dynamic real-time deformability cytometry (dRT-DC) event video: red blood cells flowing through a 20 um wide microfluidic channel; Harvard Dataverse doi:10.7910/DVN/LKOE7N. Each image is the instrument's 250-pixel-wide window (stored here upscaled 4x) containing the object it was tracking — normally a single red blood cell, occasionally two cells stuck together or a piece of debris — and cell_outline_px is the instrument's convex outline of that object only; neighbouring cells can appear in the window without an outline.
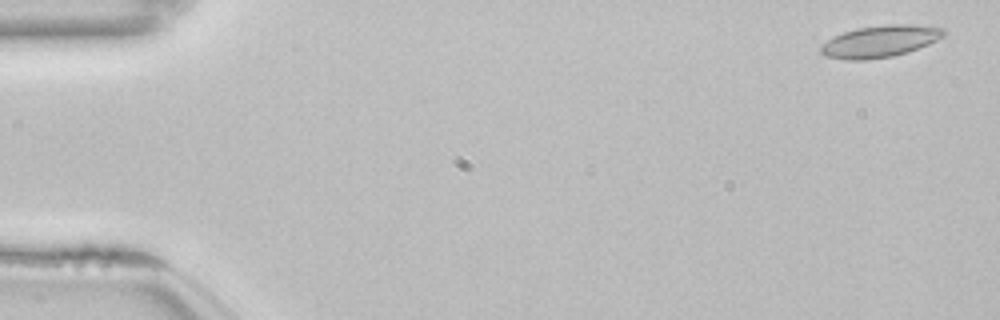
{"species": "common noctule bat (a hibernating species)", "species_latin": "Nyctalus noctula", "temperature_condition": "room temperature", "stored_images_in_passage": 54, "camera_frame_rate_fps": 3000, "um_per_image_px": 0.085, "animal": {"sex": "female", "body_mass_g": 22.7, "forearm_length_mm": 54.2}, "frame": {"image": 1, "passage_image": 2, "time_ms": 0.333, "image_size_px": [1000, 320], "cell_outline_px": [[948, 32], [944, 36], [928, 44], [908, 52], [892, 56], [868, 60], [844, 60], [824, 56], [820, 52], [820, 48], [828, 40], [844, 32], [856, 28], [884, 24], [912, 24], [944, 28]], "centroid_in_image_um": [74.82, 3.51], "position_along_channel_um": 10.2, "area_um2": 22.89}}
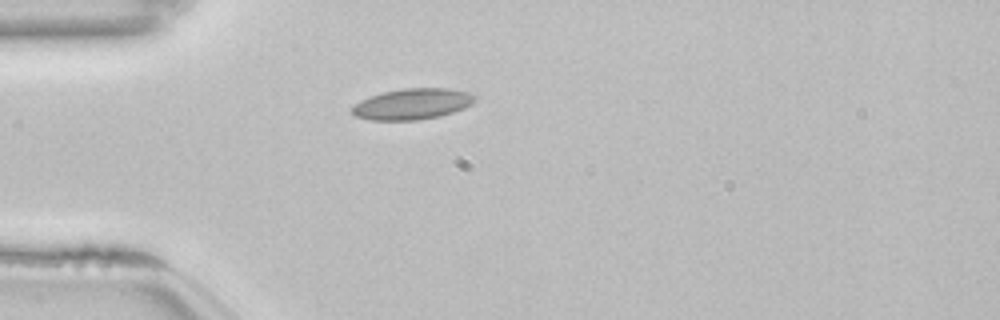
{"frame": {"image": 2, "passage_image": 15, "time_ms": 4.667, "image_size_px": [1000, 320], "cell_outline_px": [[476, 96], [464, 108], [440, 116], [416, 120], [368, 120], [356, 116], [352, 112], [352, 108], [360, 100], [368, 96], [384, 92], [404, 88], [448, 88], [468, 92]], "centroid_in_image_um": [35.01, 8.84], "position_along_channel_um": 50.0, "area_um2": 21.91}}
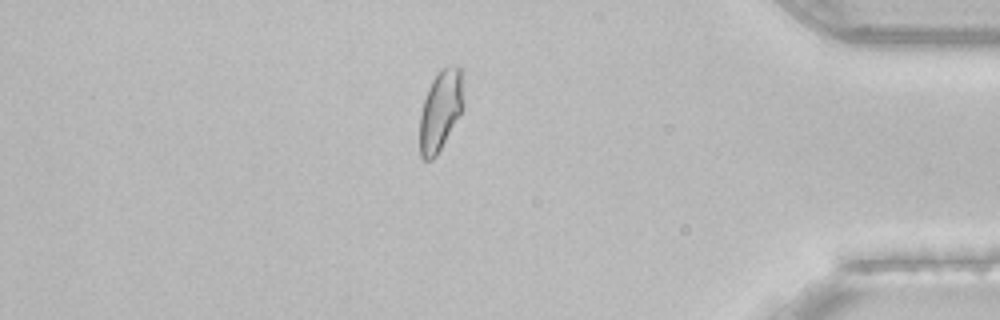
{"frame": {"image": 3, "passage_image": 46, "time_ms": 15.0, "image_size_px": [1000, 320], "cell_outline_px": [[464, 108], [460, 116], [436, 156], [432, 160], [424, 160], [420, 156], [420, 112], [428, 88], [432, 80], [440, 68], [448, 64], [452, 64], [460, 68], [464, 104]], "centroid_in_image_um": [37.44, 9.37], "position_along_channel_um": 397.8, "area_um2": 20.75}, "authors_computed_cell_mechanics": {"area_um2": 20.6635, "velocity_mm_per_s": 3.8269, "shape_relaxation_time_tau1_ms": 5.9641, "shape_relaxation_time_tau2_ms": 1.4455, "deformation_change_tau1": 0.1139, "deformation_change_tau2": 0.0579}}